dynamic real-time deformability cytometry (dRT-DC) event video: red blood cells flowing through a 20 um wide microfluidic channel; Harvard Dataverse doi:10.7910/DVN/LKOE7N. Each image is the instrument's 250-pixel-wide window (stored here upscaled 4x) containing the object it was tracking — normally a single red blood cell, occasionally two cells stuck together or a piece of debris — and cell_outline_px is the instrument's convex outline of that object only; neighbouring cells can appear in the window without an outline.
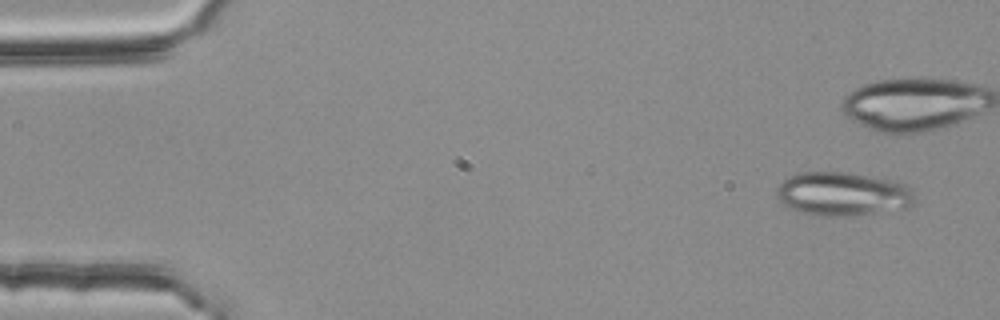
{"species": "common noctule bat (a hibernating species)", "species_latin": "Nyctalus noctula", "temperature_condition": "room temperature", "stored_images_in_passage": 6, "camera_frame_rate_fps": 3000, "um_per_image_px": 0.085, "animal": {"sex": "female", "body_mass_g": 25.1}, "frame": {"image": 1, "passage_image": 1, "time_ms": 0.0, "image_size_px": [1000, 320], "cell_outline_px": [[916, 196], [912, 204], [904, 208], [848, 216], [820, 216], [800, 212], [784, 204], [776, 196], [776, 188], [784, 180], [800, 172], [844, 172], [896, 180], [912, 188]], "centroid_in_image_um": [71.66, 16.48], "position_along_channel_um": 13.3, "area_um2": 35.08}}